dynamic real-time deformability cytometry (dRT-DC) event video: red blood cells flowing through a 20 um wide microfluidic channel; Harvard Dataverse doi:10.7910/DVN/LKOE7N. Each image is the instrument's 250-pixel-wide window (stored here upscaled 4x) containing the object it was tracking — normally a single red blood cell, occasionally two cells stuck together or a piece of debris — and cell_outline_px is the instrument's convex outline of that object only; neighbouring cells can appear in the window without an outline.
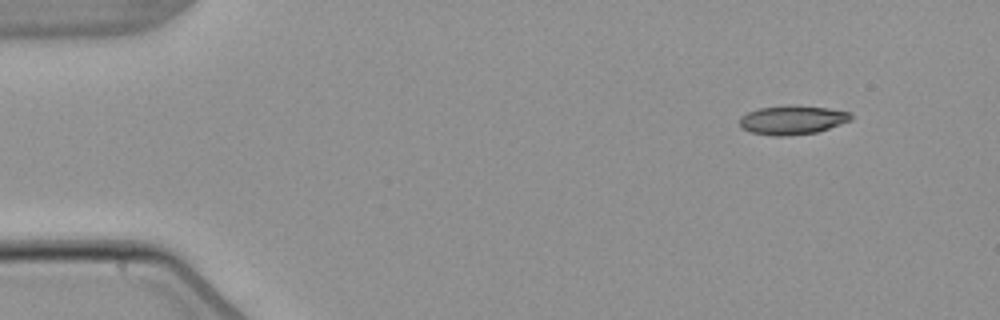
{"species": "common noctule bat (a hibernating species)", "species_latin": "Nyctalus noctula", "temperature_condition": "warm", "stored_images_in_passage": 4, "camera_frame_rate_fps": 3000, "um_per_image_px": 0.085, "animal": {"sex": "male", "body_mass_g": 21.5, "forearm_length_mm": 52.0}, "frame": {"image": 1, "passage_image": 1, "time_ms": 0.0, "image_size_px": [1000, 320], "cell_outline_px": [[852, 120], [816, 132], [788, 136], [772, 136], [752, 132], [740, 128], [740, 116], [748, 112], [760, 108], [788, 104], [828, 108], [848, 112], [852, 116]], "centroid_in_image_um": [67.32, 10.19], "position_along_channel_um": 17.7, "area_um2": 18.84}}
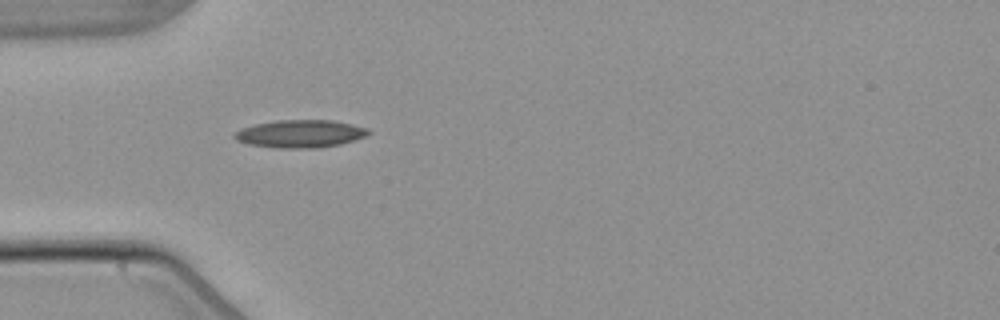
{"frame": {"image": 2, "passage_image": 4, "time_ms": 3.667, "image_size_px": [1000, 320], "cell_outline_px": [[372, 132], [368, 136], [340, 144], [320, 148], [276, 148], [248, 144], [236, 140], [232, 136], [236, 132], [244, 128], [256, 124], [276, 120], [332, 120], [352, 124], [368, 128]], "centroid_in_image_um": [25.57, 11.37], "position_along_channel_um": 59.4, "area_um2": 21.73}}